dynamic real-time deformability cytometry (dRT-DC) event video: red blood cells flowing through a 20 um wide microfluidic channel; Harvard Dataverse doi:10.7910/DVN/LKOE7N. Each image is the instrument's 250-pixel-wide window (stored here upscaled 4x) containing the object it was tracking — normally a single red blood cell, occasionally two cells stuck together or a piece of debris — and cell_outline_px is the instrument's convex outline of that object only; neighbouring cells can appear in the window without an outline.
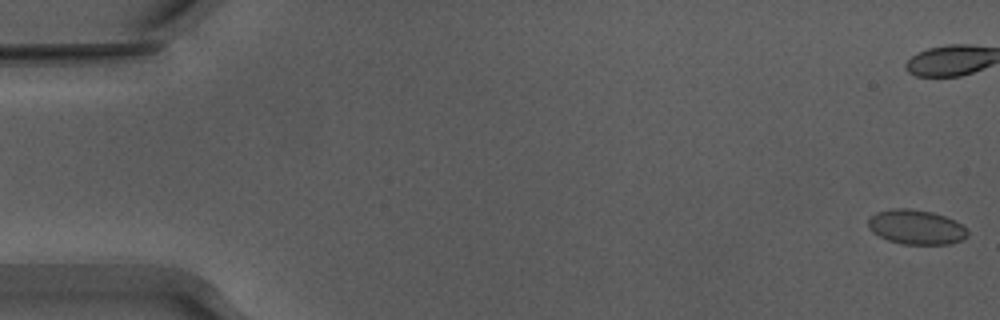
{"species": "Egyptian fruit bat (a non-hibernating species)", "species_latin": "Rousettus aegyptiacus", "temperature_condition": "warm", "stored_images_in_passage": 55, "camera_frame_rate_fps": 3000, "um_per_image_px": 0.085, "animal": {"sex": "male"}, "frame": {"image": 1, "passage_image": 1, "time_ms": 0.0, "image_size_px": [1000, 320], "cell_outline_px": [[968, 236], [960, 240], [948, 244], [904, 244], [888, 240], [872, 232], [868, 228], [868, 220], [876, 212], [892, 208], [908, 208], [932, 212], [956, 220], [968, 232]], "centroid_in_image_um": [77.85, 19.29], "position_along_channel_um": 7.1, "area_um2": 19.94}}
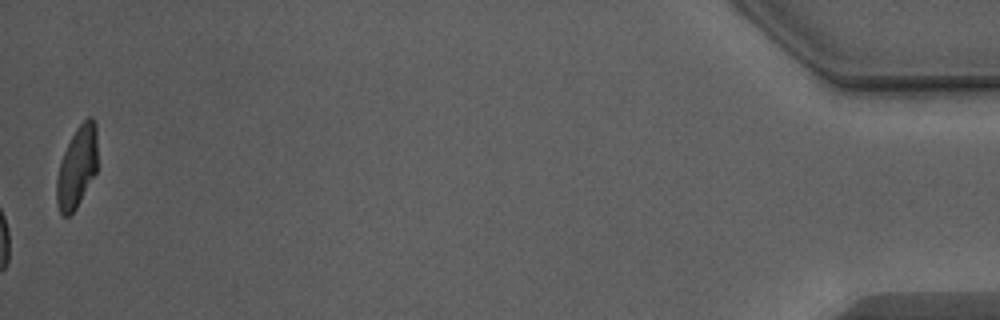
{"frame": {"image": 2, "passage_image": 55, "time_ms": 18.0, "image_size_px": [1000, 320], "cell_outline_px": [[96, 172], [76, 208], [68, 216], [64, 216], [60, 212], [56, 200], [56, 180], [60, 160], [76, 128], [88, 116], [92, 116], [96, 124]], "centroid_in_image_um": [6.53, 14.19], "position_along_channel_um": 428.7, "area_um2": 19.13}, "authors_computed_cell_mechanics": {"area_um2": 19.3052, "velocity_mm_per_s": 3.8783, "shape_relaxation_time_tau1_ms": 2.2963, "shape_relaxation_time_tau2_ms": null, "deformation_change_tau1": 0.0537, "deformation_change_tau2": null}}